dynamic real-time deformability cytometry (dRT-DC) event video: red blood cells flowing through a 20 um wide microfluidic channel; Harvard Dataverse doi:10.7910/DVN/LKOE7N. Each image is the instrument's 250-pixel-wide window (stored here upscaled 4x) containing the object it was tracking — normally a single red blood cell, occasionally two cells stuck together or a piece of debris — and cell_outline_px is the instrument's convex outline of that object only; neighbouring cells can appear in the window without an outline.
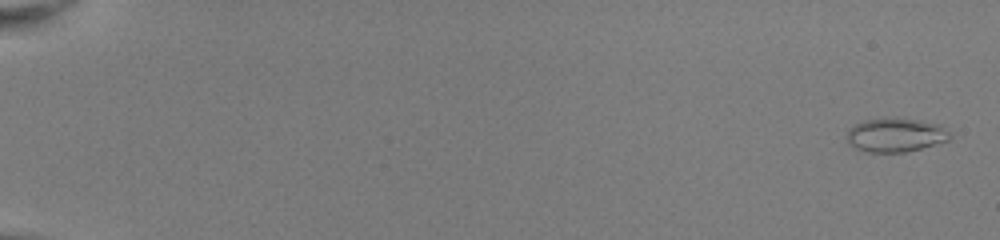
{"species": "common noctule bat (a hibernating species)", "species_latin": "Nyctalus noctula", "temperature_condition": "room temperature", "stored_images_in_passage": 53, "camera_frame_rate_fps": 3000, "um_per_image_px": 0.085, "animal": {"sex": "female", "body_mass_g": 22.0, "forearm_length_mm": 56.7}, "frame": {"image": 1, "passage_image": 2, "time_ms": 0.333, "image_size_px": [1000, 240], "cell_outline_px": [[952, 140], [904, 152], [864, 152], [848, 144], [848, 132], [856, 124], [864, 120], [912, 120], [940, 124], [952, 136]], "centroid_in_image_um": [76.16, 11.52], "position_along_channel_um": 8.8, "area_um2": 19.65}}
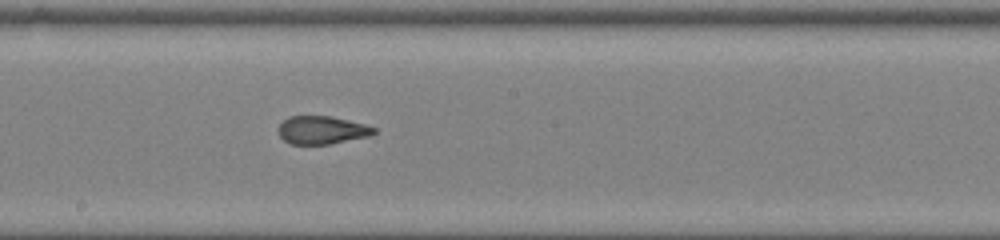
{"frame": {"image": 2, "passage_image": 32, "time_ms": 10.333, "image_size_px": [1000, 240], "cell_outline_px": [[376, 132], [368, 136], [328, 144], [288, 144], [280, 136], [276, 128], [288, 116], [332, 116], [364, 124], [376, 128]], "centroid_in_image_um": [27.31, 11.05], "position_along_channel_um": 220.9, "area_um2": 15.61}}
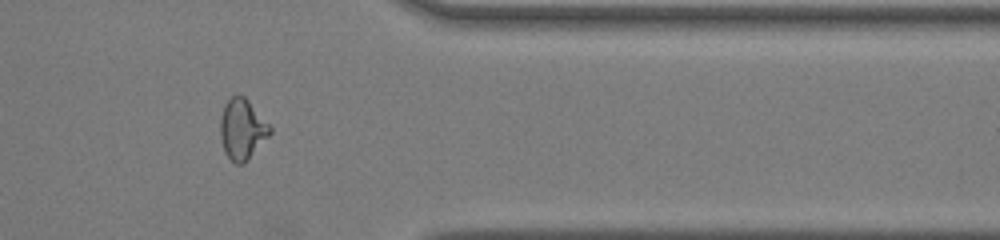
{"frame": {"image": 3, "passage_image": 45, "time_ms": 14.667, "image_size_px": [1000, 240], "cell_outline_px": [[272, 132], [248, 160], [244, 164], [236, 164], [224, 152], [220, 136], [220, 116], [224, 104], [236, 92], [244, 96], [248, 100], [272, 128]], "centroid_in_image_um": [20.57, 10.97], "position_along_channel_um": 390.8, "area_um2": 17.63}, "authors_computed_cell_mechanics": {"area_um2": 17.5712, "velocity_mm_per_s": 4.0814, "shape_relaxation_time_tau1_ms": null, "shape_relaxation_time_tau2_ms": 1.0318, "deformation_change_tau1": null, "deformation_change_tau2": 0.0862}}